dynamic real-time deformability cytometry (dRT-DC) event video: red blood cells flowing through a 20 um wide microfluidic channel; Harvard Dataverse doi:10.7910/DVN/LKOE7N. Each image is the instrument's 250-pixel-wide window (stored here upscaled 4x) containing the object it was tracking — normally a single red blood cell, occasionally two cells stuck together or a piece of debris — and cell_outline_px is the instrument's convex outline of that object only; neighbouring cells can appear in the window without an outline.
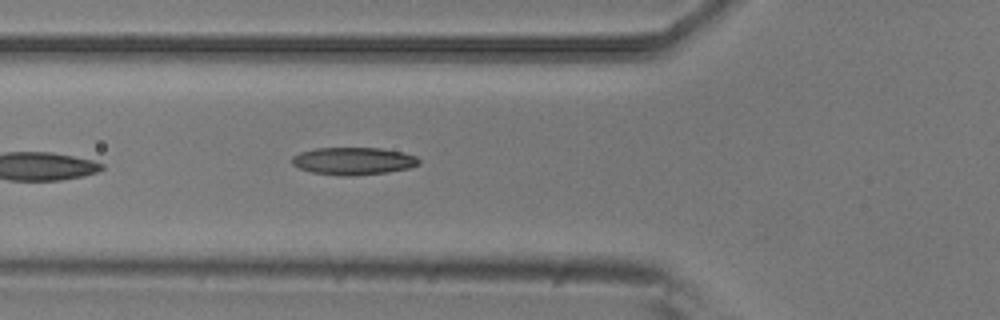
{"species": "common noctule bat (a hibernating species)", "species_latin": "Nyctalus noctula", "temperature_condition": "room temperature", "stored_images_in_passage": 6, "camera_frame_rate_fps": 3000, "um_per_image_px": 0.085, "animal": {"sex": "male", "body_mass_g": 20.5, "forearm_length_mm": 52.5}, "frame": {"image": 1, "passage_image": 6, "time_ms": 1.667, "image_size_px": [1000, 320], "cell_outline_px": [[420, 164], [408, 168], [388, 172], [356, 176], [340, 176], [312, 172], [300, 168], [292, 164], [292, 156], [300, 152], [316, 148], [380, 148], [404, 152], [416, 156], [420, 160]], "centroid_in_image_um": [30.05, 13.69], "position_along_channel_um": 95.7, "area_um2": 20.46}}